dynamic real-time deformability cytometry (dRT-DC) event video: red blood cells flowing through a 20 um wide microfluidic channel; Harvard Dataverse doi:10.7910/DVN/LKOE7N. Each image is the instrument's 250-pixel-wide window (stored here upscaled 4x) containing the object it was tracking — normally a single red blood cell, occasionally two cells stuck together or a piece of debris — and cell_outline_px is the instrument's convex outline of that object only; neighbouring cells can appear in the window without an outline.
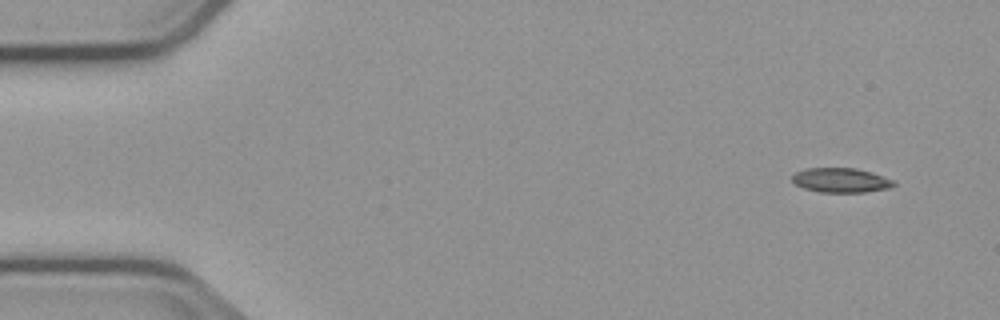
{"species": "common noctule bat (a hibernating species)", "species_latin": "Nyctalus noctula", "temperature_condition": "cold", "stored_images_in_passage": 5, "camera_frame_rate_fps": 3000, "um_per_image_px": 0.085, "animal": {"sex": "male", "body_mass_g": 23.1, "forearm_length_mm": 52.7}, "frame": {"image": 1, "passage_image": 1, "time_ms": 0.0, "image_size_px": [1000, 320], "cell_outline_px": [[896, 184], [892, 188], [864, 192], [820, 192], [804, 188], [796, 184], [792, 180], [792, 176], [796, 172], [804, 168], [856, 168], [872, 172], [896, 180]], "centroid_in_image_um": [71.53, 15.31], "position_along_channel_um": 13.5, "area_um2": 14.68}}
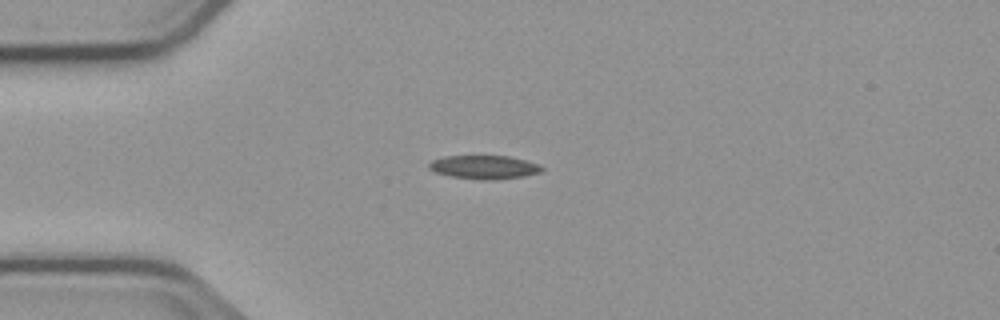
{"frame": {"image": 2, "passage_image": 4, "time_ms": 3.333, "image_size_px": [1000, 320], "cell_outline_px": [[544, 168], [540, 172], [524, 176], [488, 180], [452, 176], [436, 172], [428, 168], [428, 164], [432, 160], [444, 156], [508, 156], [528, 160], [540, 164]], "centroid_in_image_um": [41.18, 14.19], "position_along_channel_um": 43.8, "area_um2": 15.37}}
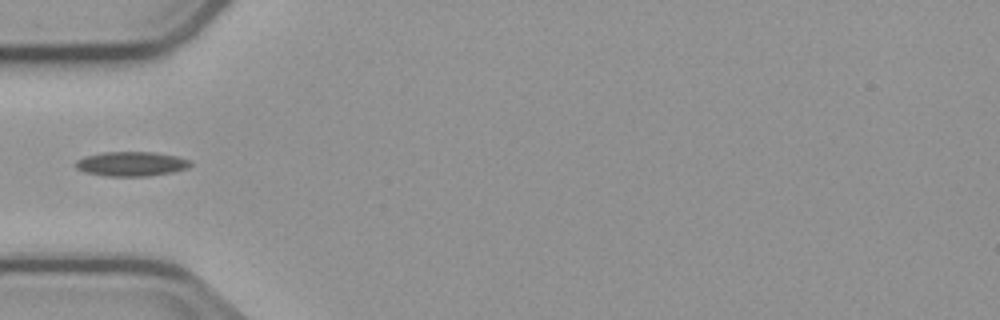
{"frame": {"image": 3, "passage_image": 5, "time_ms": 4.667, "image_size_px": [1000, 320], "cell_outline_px": [[192, 164], [188, 168], [172, 172], [148, 176], [108, 176], [84, 172], [76, 168], [72, 164], [76, 160], [84, 156], [104, 152], [156, 152], [176, 156], [192, 160]], "centroid_in_image_um": [11.15, 13.92], "position_along_channel_um": 73.8, "area_um2": 16.59}}